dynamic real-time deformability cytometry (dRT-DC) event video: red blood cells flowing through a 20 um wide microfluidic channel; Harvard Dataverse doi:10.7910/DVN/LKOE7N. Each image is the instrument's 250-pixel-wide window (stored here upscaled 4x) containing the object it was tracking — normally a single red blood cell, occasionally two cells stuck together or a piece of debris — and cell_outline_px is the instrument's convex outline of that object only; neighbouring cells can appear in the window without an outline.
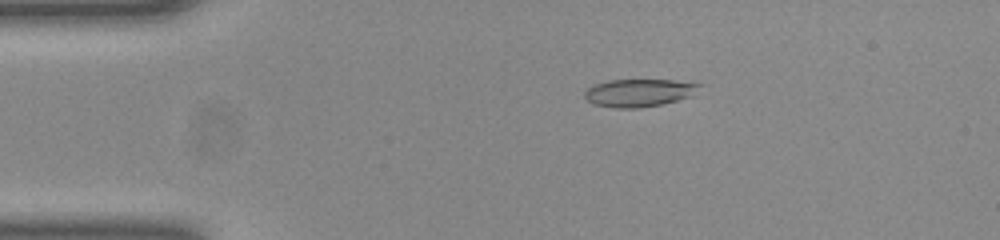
{"species": "common noctule bat (a hibernating species)", "species_latin": "Nyctalus noctula", "temperature_condition": "room temperature", "stored_images_in_passage": 50, "camera_frame_rate_fps": 3000, "um_per_image_px": 0.085, "animal": {"sex": "female", "body_mass_g": 23.0, "forearm_length_mm": 53.4}, "frame": {"image": 1, "passage_image": 9, "time_ms": 2.667, "image_size_px": [1000, 240], "cell_outline_px": [[704, 84], [692, 96], [660, 104], [636, 108], [616, 108], [596, 104], [588, 100], [584, 96], [584, 92], [588, 88], [596, 84], [608, 80], [672, 80]], "centroid_in_image_um": [54.34, 7.87], "position_along_channel_um": 30.7, "area_um2": 18.32}}
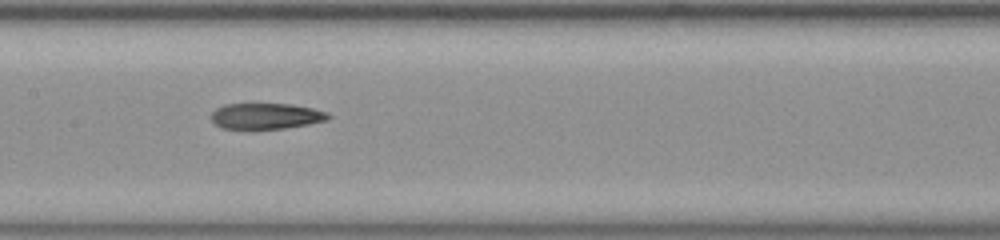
{"frame": {"image": 2, "passage_image": 24, "time_ms": 7.667, "image_size_px": [1000, 240], "cell_outline_px": [[332, 116], [328, 120], [308, 124], [284, 128], [252, 132], [248, 132], [220, 128], [212, 120], [212, 112], [216, 108], [224, 104], [292, 104], [312, 108], [328, 112]], "centroid_in_image_um": [22.58, 9.91], "position_along_channel_um": 184.8, "area_um2": 18.5}}
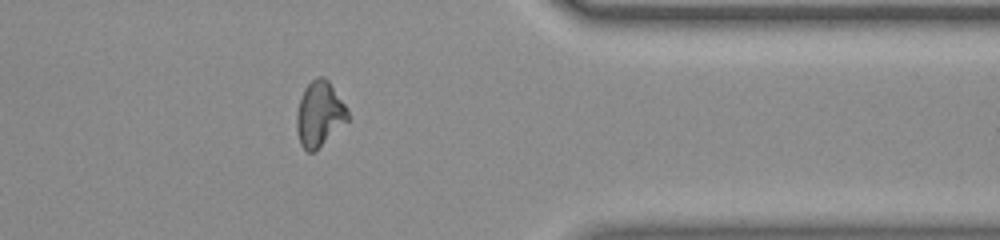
{"frame": {"image": 3, "passage_image": 40, "time_ms": 13.0, "image_size_px": [1000, 240], "cell_outline_px": [[348, 120], [316, 152], [308, 152], [300, 144], [296, 128], [296, 116], [300, 100], [304, 88], [316, 76], [324, 76], [328, 80], [348, 108]], "centroid_in_image_um": [27.15, 9.7], "position_along_channel_um": 384.2, "area_um2": 19.54}, "authors_computed_cell_mechanics": {"area_um2": 19.0451, "velocity_mm_per_s": 4.046, "shape_relaxation_time_tau1_ms": null, "shape_relaxation_time_tau2_ms": 8.6364, "deformation_change_tau1": null, "deformation_change_tau2": 0.1803}}